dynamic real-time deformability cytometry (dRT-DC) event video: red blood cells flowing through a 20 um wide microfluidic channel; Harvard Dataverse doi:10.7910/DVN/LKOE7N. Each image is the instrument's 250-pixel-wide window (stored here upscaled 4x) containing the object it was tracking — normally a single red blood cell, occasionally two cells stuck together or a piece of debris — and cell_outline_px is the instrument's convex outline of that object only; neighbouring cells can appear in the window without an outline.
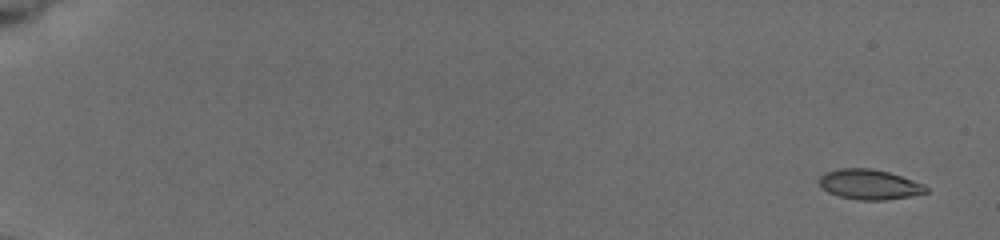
{"species": "common noctule bat (a hibernating species)", "species_latin": "Nyctalus noctula", "temperature_condition": "cold", "stored_images_in_passage": 8, "camera_frame_rate_fps": 3000, "um_per_image_px": 0.085, "animal": {"sex": "female", "body_mass_g": 19.5, "forearm_length_mm": 54.1}, "frame": {"image": 1, "passage_image": 1, "time_ms": 0.0, "image_size_px": [1000, 240], "cell_outline_px": [[928, 192], [912, 196], [884, 200], [856, 200], [840, 196], [828, 192], [816, 180], [824, 172], [840, 168], [872, 168], [888, 172], [924, 184], [928, 188]], "centroid_in_image_um": [73.88, 15.67], "position_along_channel_um": 11.1, "area_um2": 18.79}}
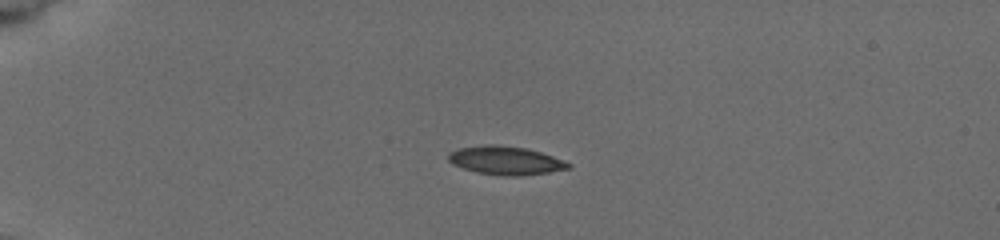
{"frame": {"image": 2, "passage_image": 5, "time_ms": 4.333, "image_size_px": [1000, 240], "cell_outline_px": [[572, 168], [548, 172], [520, 176], [504, 176], [476, 172], [452, 164], [448, 160], [448, 152], [456, 148], [484, 144], [496, 144], [528, 148], [564, 160], [572, 164]], "centroid_in_image_um": [42.96, 13.63], "position_along_channel_um": 42.0, "area_um2": 20.17}}
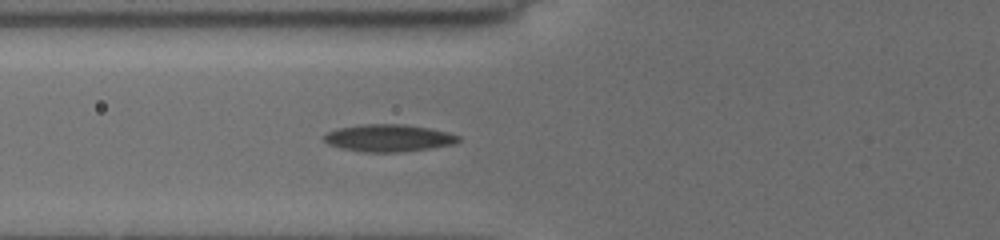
{"frame": {"image": 3, "passage_image": 8, "time_ms": 7.0, "image_size_px": [1000, 240], "cell_outline_px": [[460, 140], [456, 144], [400, 152], [360, 152], [340, 148], [328, 144], [320, 140], [328, 132], [336, 128], [364, 124], [404, 124], [428, 128], [460, 136]], "centroid_in_image_um": [32.96, 11.73], "position_along_channel_um": 92.8, "area_um2": 21.39}}